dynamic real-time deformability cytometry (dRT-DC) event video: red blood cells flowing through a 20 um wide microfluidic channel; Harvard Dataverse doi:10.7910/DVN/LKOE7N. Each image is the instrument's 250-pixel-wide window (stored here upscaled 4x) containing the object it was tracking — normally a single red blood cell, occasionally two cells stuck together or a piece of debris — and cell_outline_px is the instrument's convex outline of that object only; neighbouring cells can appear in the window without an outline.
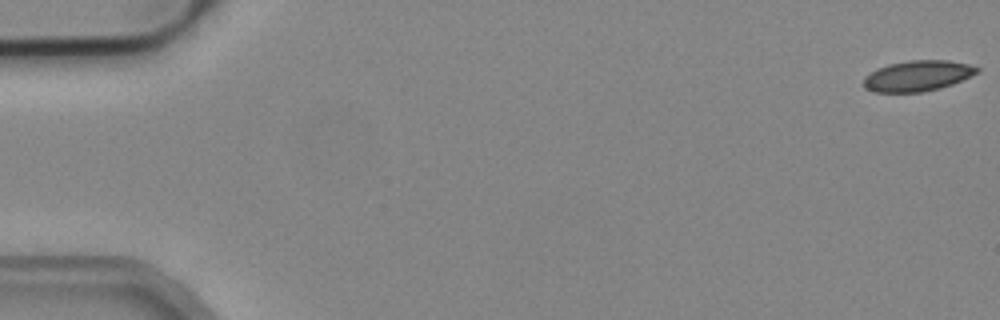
{"species": "common noctule bat (a hibernating species)", "species_latin": "Nyctalus noctula", "temperature_condition": "cold", "stored_images_in_passage": 11, "camera_frame_rate_fps": 3000, "um_per_image_px": 0.085, "animal": {"sex": "male", "body_mass_g": 19.2, "forearm_length_mm": 51.8}, "frame": {"image": 1, "passage_image": 1, "time_ms": 0.0, "image_size_px": [1000, 320], "cell_outline_px": [[980, 72], [952, 84], [940, 88], [924, 92], [876, 92], [864, 88], [864, 76], [876, 68], [888, 64], [908, 60], [948, 60], [968, 64], [980, 68]], "centroid_in_image_um": [77.99, 6.44], "position_along_channel_um": 7.0, "area_um2": 20.4}}